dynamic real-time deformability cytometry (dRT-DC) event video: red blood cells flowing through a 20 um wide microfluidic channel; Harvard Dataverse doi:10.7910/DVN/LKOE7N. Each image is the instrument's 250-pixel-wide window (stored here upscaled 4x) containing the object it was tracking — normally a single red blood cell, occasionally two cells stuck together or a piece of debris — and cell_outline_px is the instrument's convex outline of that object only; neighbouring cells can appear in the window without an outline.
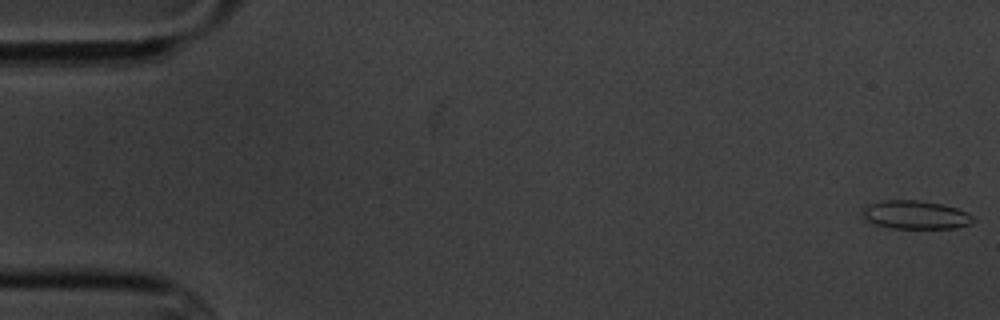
{"species": "common noctule bat (a hibernating species)", "species_latin": "Nyctalus noctula", "temperature_condition": "cold", "stored_images_in_passage": 7, "camera_frame_rate_fps": 3000, "um_per_image_px": 0.085, "animal": {"sex": "male", "body_mass_g": 20.1, "forearm_length_mm": 53.5}, "frame": {"image": 1, "passage_image": 1, "time_ms": 0.0, "image_size_px": [1000, 320], "cell_outline_px": [[976, 220], [968, 224], [956, 228], [888, 228], [876, 224], [860, 216], [860, 212], [868, 204], [880, 200], [920, 200], [940, 204], [956, 208], [972, 216]], "centroid_in_image_um": [77.75, 18.26], "position_along_channel_um": 7.2, "area_um2": 18.32}}
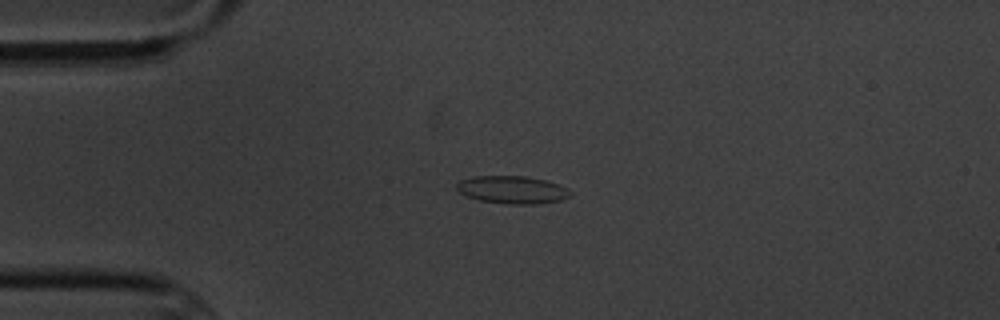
{"frame": {"image": 2, "passage_image": 5, "time_ms": 4.333, "image_size_px": [1000, 320], "cell_outline_px": [[572, 192], [568, 196], [560, 200], [536, 204], [508, 204], [480, 200], [468, 196], [460, 192], [456, 188], [456, 184], [460, 180], [472, 176], [524, 176], [548, 180], [560, 184], [568, 188]], "centroid_in_image_um": [43.56, 16.12], "position_along_channel_um": 41.4, "area_um2": 18.38}}
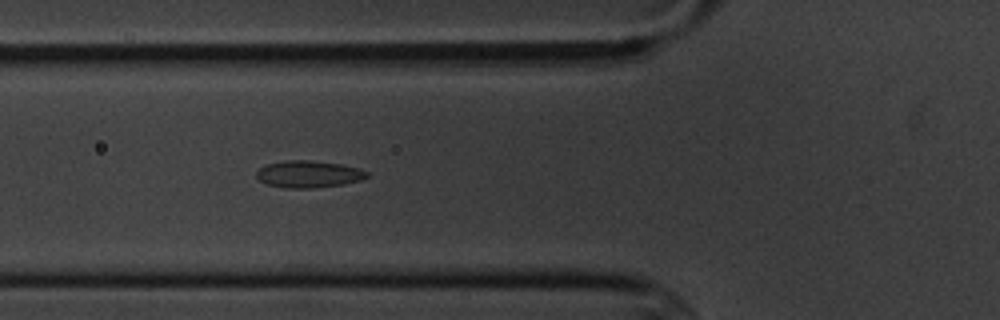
{"frame": {"image": 3, "passage_image": 7, "time_ms": 6.667, "image_size_px": [1000, 320], "cell_outline_px": [[368, 176], [360, 180], [344, 184], [312, 188], [288, 188], [268, 184], [260, 180], [256, 176], [256, 172], [260, 168], [268, 164], [284, 160], [312, 160], [340, 164], [360, 168], [368, 172]], "centroid_in_image_um": [26.25, 14.79], "position_along_channel_um": 99.6, "area_um2": 17.28}}